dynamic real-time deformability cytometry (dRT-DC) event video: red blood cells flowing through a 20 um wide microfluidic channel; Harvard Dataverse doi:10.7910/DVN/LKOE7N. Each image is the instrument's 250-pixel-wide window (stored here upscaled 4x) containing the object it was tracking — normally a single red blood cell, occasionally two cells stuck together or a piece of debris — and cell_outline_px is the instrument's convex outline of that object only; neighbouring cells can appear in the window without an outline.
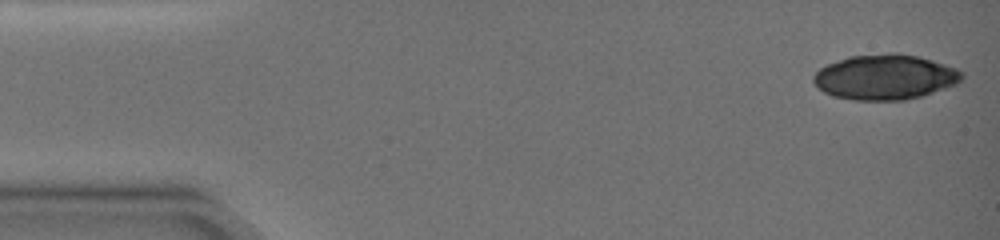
{"species": "common noctule bat (a hibernating species)", "species_latin": "Nyctalus noctula", "temperature_condition": "warm", "stored_images_in_passage": 9, "camera_frame_rate_fps": 3000, "um_per_image_px": 0.085, "animal": {"sex": "female", "body_mass_g": 19.0, "forearm_length_mm": 51.5}, "frame": {"image": 1, "passage_image": 1, "time_ms": 0.0, "image_size_px": [1000, 240], "cell_outline_px": [[964, 76], [956, 84], [920, 96], [904, 100], [852, 100], [832, 96], [824, 92], [812, 80], [812, 76], [820, 68], [828, 64], [848, 56], [888, 52], [900, 52], [932, 60], [956, 68], [964, 72]], "centroid_in_image_um": [75.21, 6.54], "position_along_channel_um": 9.8, "area_um2": 39.13}}